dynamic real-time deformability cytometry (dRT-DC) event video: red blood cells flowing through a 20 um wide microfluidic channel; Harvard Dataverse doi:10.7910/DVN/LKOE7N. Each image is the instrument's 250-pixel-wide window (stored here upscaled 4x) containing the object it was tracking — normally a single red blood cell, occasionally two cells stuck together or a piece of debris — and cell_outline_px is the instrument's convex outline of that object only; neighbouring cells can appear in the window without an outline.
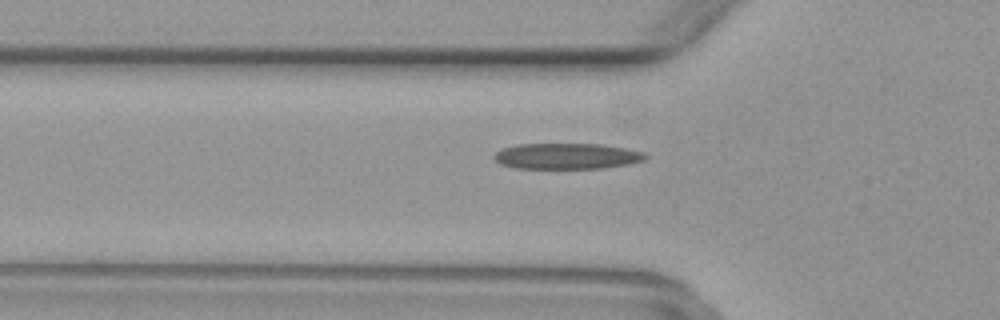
{"species": "common noctule bat (a hibernating species)", "species_latin": "Nyctalus noctula", "temperature_condition": "warm", "stored_images_in_passage": 28, "camera_frame_rate_fps": 3000, "um_per_image_px": 0.085, "animal": {"sex": "female", "body_mass_g": 29.2, "forearm_length_mm": 56.3}, "frame": {"image": 1, "passage_image": 6, "time_ms": 1.667, "image_size_px": [1000, 320], "cell_outline_px": [[648, 156], [644, 160], [628, 164], [604, 168], [516, 168], [500, 164], [492, 156], [500, 148], [516, 144], [604, 144], [644, 152]], "centroid_in_image_um": [48.16, 13.26], "position_along_channel_um": 77.6, "area_um2": 22.89}}
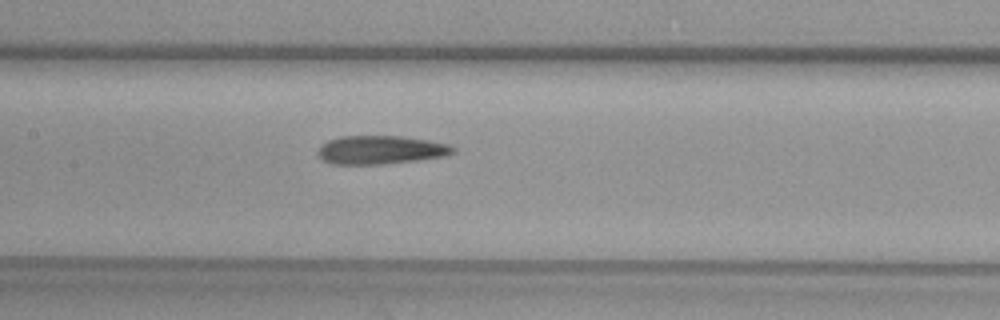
{"frame": {"image": 2, "passage_image": 13, "time_ms": 4.0, "image_size_px": [1000, 320], "cell_outline_px": [[456, 148], [452, 152], [444, 156], [416, 160], [384, 164], [332, 164], [324, 160], [316, 152], [320, 144], [328, 140], [340, 136], [400, 136], [428, 140], [448, 144]], "centroid_in_image_um": [32.3, 12.73], "position_along_channel_um": 175.1, "area_um2": 22.37}}
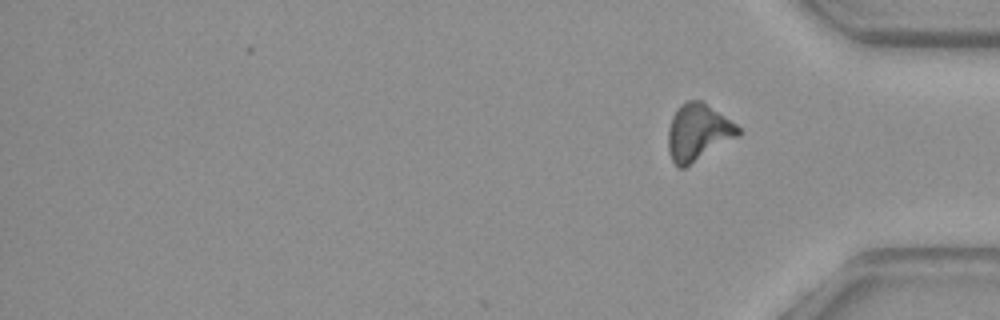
{"frame": {"image": 3, "passage_image": 28, "time_ms": 9.0, "image_size_px": [1000, 320], "cell_outline_px": [[740, 136], [684, 168], [676, 168], [668, 152], [668, 128], [672, 116], [676, 108], [680, 104], [688, 100], [704, 100], [736, 124], [740, 128]], "centroid_in_image_um": [59.33, 11.23], "position_along_channel_um": 375.9, "area_um2": 23.64}}